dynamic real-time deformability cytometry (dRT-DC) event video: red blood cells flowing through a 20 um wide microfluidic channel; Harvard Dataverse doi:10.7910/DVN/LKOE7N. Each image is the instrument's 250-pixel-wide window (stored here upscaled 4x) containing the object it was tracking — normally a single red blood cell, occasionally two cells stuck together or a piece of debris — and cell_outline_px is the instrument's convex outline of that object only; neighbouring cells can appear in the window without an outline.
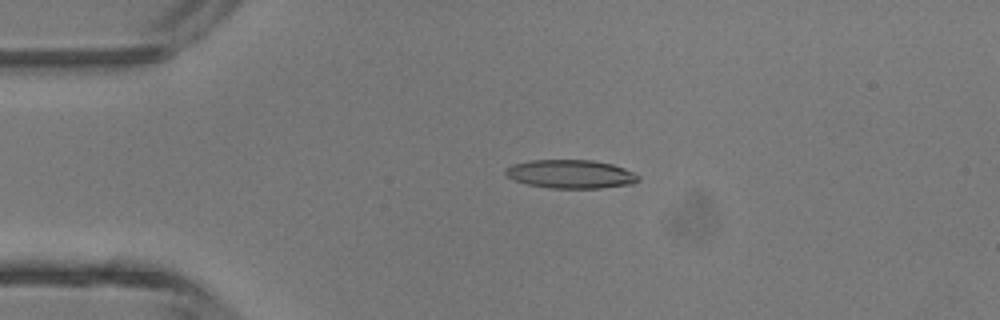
{"species": "common noctule bat (a hibernating species)", "species_latin": "Nyctalus noctula", "temperature_condition": "room temperature", "stored_images_in_passage": 4, "camera_frame_rate_fps": 3000, "um_per_image_px": 0.085, "animal": {"sex": "male", "body_mass_g": 13.3}, "frame": {"image": 1, "passage_image": 2, "time_ms": 2.0, "image_size_px": [1000, 320], "cell_outline_px": [[640, 180], [632, 184], [600, 188], [552, 188], [528, 184], [512, 180], [504, 172], [512, 164], [532, 160], [592, 160], [612, 164], [624, 168], [640, 176]], "centroid_in_image_um": [48.53, 14.79], "position_along_channel_um": 36.5, "area_um2": 22.02}}
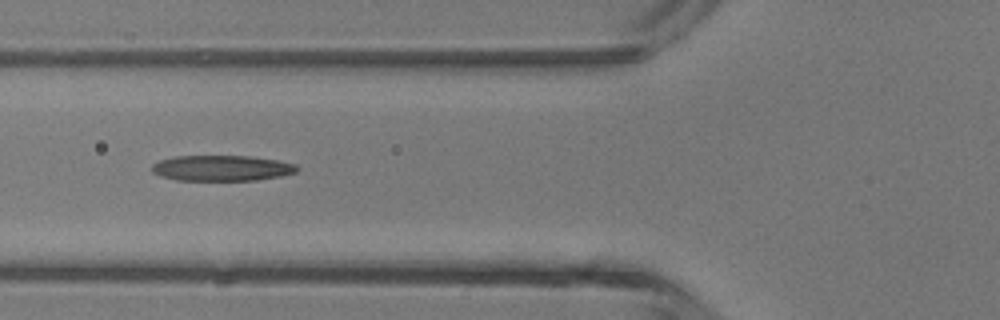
{"frame": {"image": 2, "passage_image": 4, "time_ms": 4.333, "image_size_px": [1000, 320], "cell_outline_px": [[300, 168], [296, 172], [280, 176], [256, 180], [176, 180], [160, 176], [152, 172], [152, 164], [160, 160], [172, 156], [252, 156], [280, 160], [296, 164]], "centroid_in_image_um": [18.86, 14.28], "position_along_channel_um": 106.9, "area_um2": 21.85}}